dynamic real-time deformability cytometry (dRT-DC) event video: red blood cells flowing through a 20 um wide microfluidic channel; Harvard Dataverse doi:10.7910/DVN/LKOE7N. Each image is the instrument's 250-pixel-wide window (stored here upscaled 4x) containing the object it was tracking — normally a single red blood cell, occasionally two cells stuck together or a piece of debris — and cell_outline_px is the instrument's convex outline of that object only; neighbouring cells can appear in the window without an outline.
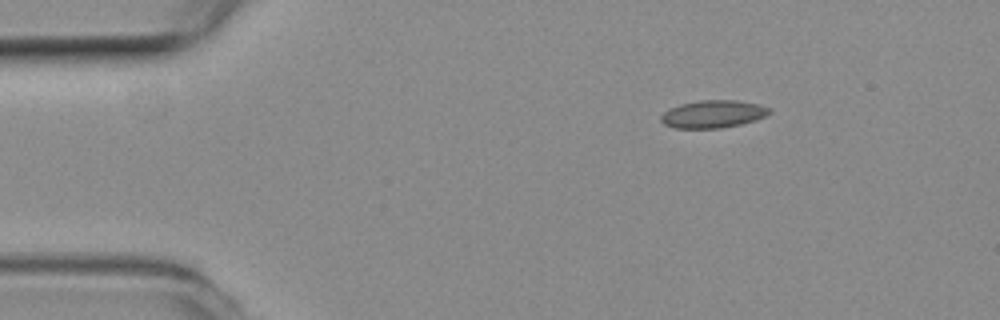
{"species": "common noctule bat (a hibernating species)", "species_latin": "Nyctalus noctula", "temperature_condition": "room temperature", "stored_images_in_passage": 3, "camera_frame_rate_fps": 3000, "um_per_image_px": 0.085, "animal": {"sex": "female", "body_mass_g": 19.3, "forearm_length_mm": 54.1}, "frame": {"image": 1, "passage_image": 1, "time_ms": 0.0, "image_size_px": [1000, 320], "cell_outline_px": [[772, 112], [756, 120], [740, 124], [720, 128], [676, 128], [664, 124], [660, 120], [660, 116], [664, 112], [680, 104], [700, 100], [736, 100], [756, 104], [768, 108]], "centroid_in_image_um": [60.59, 9.7], "position_along_channel_um": 24.4, "area_um2": 17.22}}